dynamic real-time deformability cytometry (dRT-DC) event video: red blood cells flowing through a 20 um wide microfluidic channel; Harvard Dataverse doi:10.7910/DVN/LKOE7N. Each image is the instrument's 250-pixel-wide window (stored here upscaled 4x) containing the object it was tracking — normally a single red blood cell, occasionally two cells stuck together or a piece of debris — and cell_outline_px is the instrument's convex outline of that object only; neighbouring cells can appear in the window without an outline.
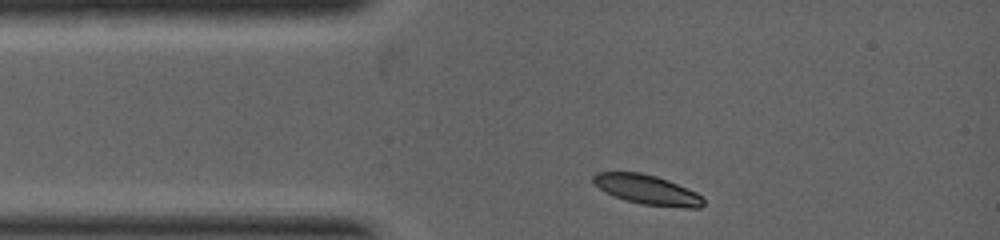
{"species": "common noctule bat (a hibernating species)", "species_latin": "Nyctalus noctula", "temperature_condition": "warm", "stored_images_in_passage": 3, "camera_frame_rate_fps": 5000, "um_per_image_px": 0.085, "animal": {"sex": "female", "body_mass_g": 19.0, "forearm_length_mm": 53.3}, "frame": {"image": 1, "passage_image": 1, "time_ms": 0.0, "image_size_px": [1000, 240], "cell_outline_px": [[704, 204], [700, 208], [688, 208], [640, 204], [624, 200], [592, 184], [592, 176], [596, 172], [640, 172], [656, 176], [668, 180], [696, 192], [704, 200]], "centroid_in_image_um": [55.0, 16.12], "position_along_channel_um": 30.0, "area_um2": 18.96}}